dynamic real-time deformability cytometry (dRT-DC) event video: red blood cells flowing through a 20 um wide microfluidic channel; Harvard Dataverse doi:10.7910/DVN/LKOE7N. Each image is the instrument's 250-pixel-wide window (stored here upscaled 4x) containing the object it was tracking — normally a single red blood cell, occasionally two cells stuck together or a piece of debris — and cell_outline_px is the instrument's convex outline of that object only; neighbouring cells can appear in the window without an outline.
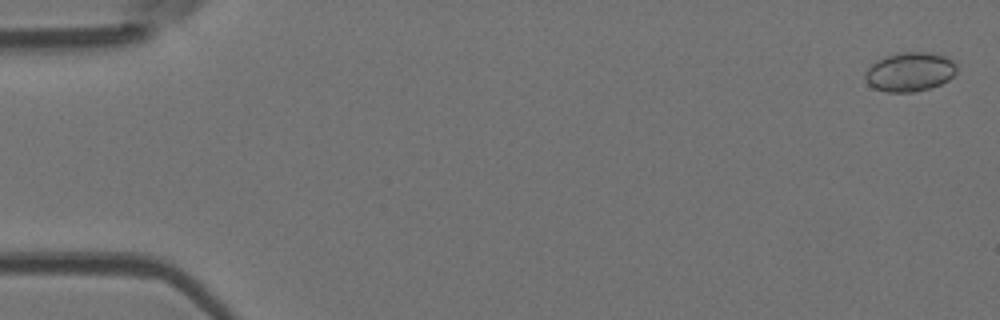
{"species": "Egyptian fruit bat (a non-hibernating species)", "species_latin": "Rousettus aegyptiacus", "temperature_condition": "room temperature", "stored_images_in_passage": 6, "camera_frame_rate_fps": 3000, "um_per_image_px": 0.085, "animal": {"sex": "female"}, "frame": {"image": 1, "passage_image": 1, "time_ms": 0.0, "image_size_px": [1000, 320], "cell_outline_px": [[956, 72], [948, 80], [932, 88], [912, 92], [888, 92], [872, 88], [868, 84], [864, 76], [864, 72], [876, 60], [884, 56], [900, 52], [928, 52], [944, 56], [956, 60]], "centroid_in_image_um": [77.33, 6.1], "position_along_channel_um": 7.7, "area_um2": 21.15}}
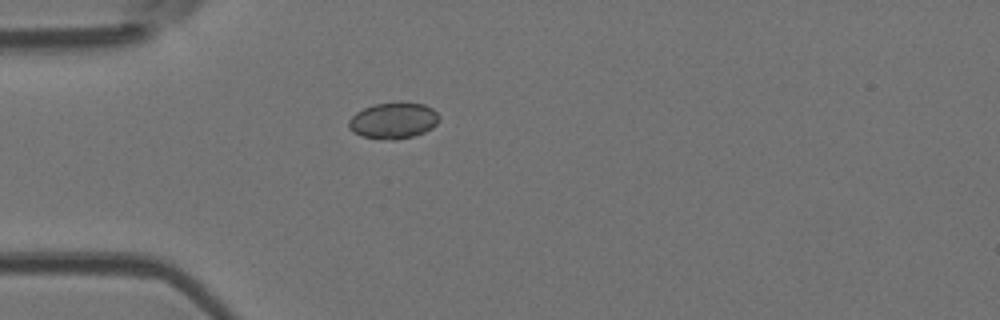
{"frame": {"image": 2, "passage_image": 5, "time_ms": 4.667, "image_size_px": [1000, 320], "cell_outline_px": [[440, 120], [432, 128], [424, 132], [412, 136], [396, 140], [392, 140], [360, 136], [352, 132], [348, 128], [348, 120], [356, 112], [364, 108], [376, 104], [400, 100], [424, 104], [432, 108], [440, 116]], "centroid_in_image_um": [33.44, 10.22], "position_along_channel_um": 51.6, "area_um2": 19.48}}